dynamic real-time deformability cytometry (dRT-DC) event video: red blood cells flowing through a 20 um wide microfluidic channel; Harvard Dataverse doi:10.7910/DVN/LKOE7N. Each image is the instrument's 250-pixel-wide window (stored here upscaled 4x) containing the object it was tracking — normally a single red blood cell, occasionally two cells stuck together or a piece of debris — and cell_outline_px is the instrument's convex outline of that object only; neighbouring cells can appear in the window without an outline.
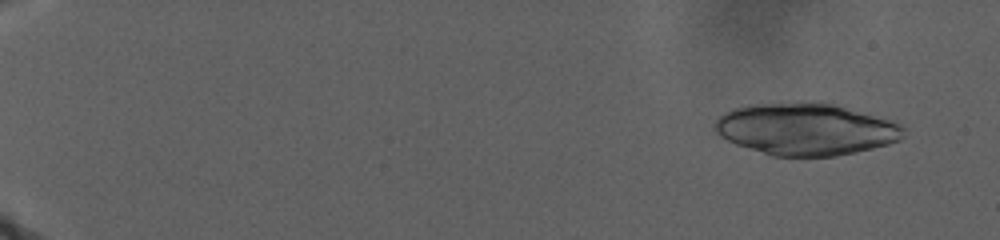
{"species": "human", "species_latin": "Homo sapiens", "temperature_condition": "warm", "stored_images_in_passage": 21, "camera_frame_rate_fps": 3000, "um_per_image_px": 0.085, "donor": {"sex": "male"}, "frame": {"image": 1, "passage_image": 4, "time_ms": 2.667, "image_size_px": [1000, 240], "cell_outline_px": [[904, 136], [900, 140], [888, 144], [856, 152], [836, 156], [772, 156], [736, 144], [720, 136], [712, 128], [716, 120], [724, 112], [732, 108], [748, 104], [800, 100], [820, 100], [888, 120], [900, 124], [904, 128]], "centroid_in_image_um": [68.44, 10.95], "position_along_channel_um": 16.6, "area_um2": 57.8}}
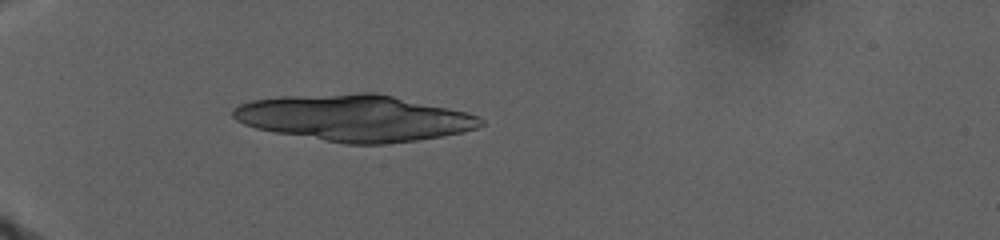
{"frame": {"image": 2, "passage_image": 17, "time_ms": 12.667, "image_size_px": [1000, 240], "cell_outline_px": [[484, 124], [476, 128], [444, 136], [416, 140], [384, 144], [348, 144], [276, 132], [256, 128], [244, 124], [236, 120], [232, 116], [232, 108], [236, 104], [252, 100], [280, 96], [360, 92], [376, 92], [468, 112], [480, 116], [484, 120]], "centroid_in_image_um": [30.14, 10.01], "position_along_channel_um": 54.9, "area_um2": 67.22}}